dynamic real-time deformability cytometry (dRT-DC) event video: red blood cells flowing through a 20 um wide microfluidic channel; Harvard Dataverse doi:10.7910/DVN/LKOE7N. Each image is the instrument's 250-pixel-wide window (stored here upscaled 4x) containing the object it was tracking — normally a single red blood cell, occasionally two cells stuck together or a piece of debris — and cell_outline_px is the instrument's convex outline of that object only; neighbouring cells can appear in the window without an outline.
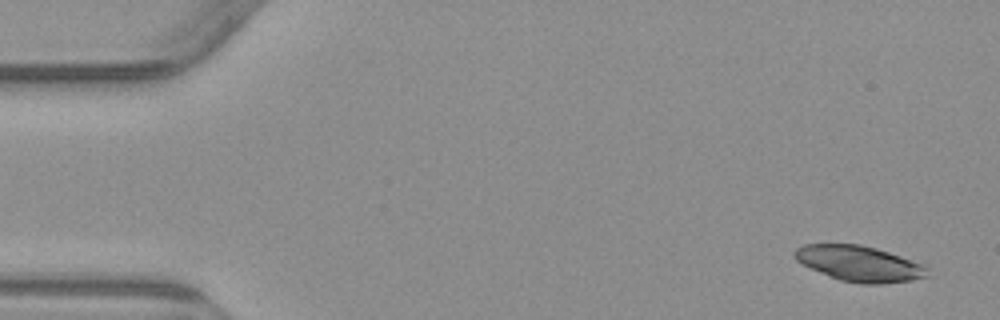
{"species": "common noctule bat (a hibernating species)", "species_latin": "Nyctalus noctula", "temperature_condition": "warm", "stored_images_in_passage": 4, "camera_frame_rate_fps": 3000, "um_per_image_px": 0.085, "animal": {"sex": "male", "body_mass_g": 23.1, "forearm_length_mm": 52.7}, "frame": {"image": 1, "passage_image": 1, "time_ms": 0.0, "image_size_px": [1000, 320], "cell_outline_px": [[928, 276], [912, 280], [880, 284], [860, 284], [840, 280], [820, 272], [796, 260], [792, 252], [796, 248], [804, 244], [860, 244], [876, 248], [900, 256], [920, 264], [928, 268]], "centroid_in_image_um": [73.02, 22.4], "position_along_channel_um": 12.0, "area_um2": 27.28}}